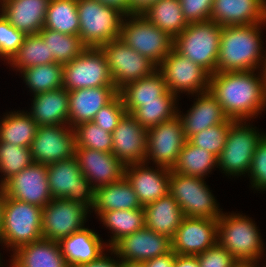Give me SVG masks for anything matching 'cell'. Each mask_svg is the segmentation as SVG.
<instances>
[{"label":"cell","mask_w":266,"mask_h":267,"mask_svg":"<svg viewBox=\"0 0 266 267\" xmlns=\"http://www.w3.org/2000/svg\"><path fill=\"white\" fill-rule=\"evenodd\" d=\"M255 71L210 75L209 92L217 99L229 119L251 121L266 108V83L262 71L259 74Z\"/></svg>","instance_id":"6da1fadb"},{"label":"cell","mask_w":266,"mask_h":267,"mask_svg":"<svg viewBox=\"0 0 266 267\" xmlns=\"http://www.w3.org/2000/svg\"><path fill=\"white\" fill-rule=\"evenodd\" d=\"M266 24L223 27L216 73L259 70L264 53L260 29ZM262 43V44H261Z\"/></svg>","instance_id":"7a4b0ae2"},{"label":"cell","mask_w":266,"mask_h":267,"mask_svg":"<svg viewBox=\"0 0 266 267\" xmlns=\"http://www.w3.org/2000/svg\"><path fill=\"white\" fill-rule=\"evenodd\" d=\"M79 37L86 47L99 48L119 39L125 13L98 0H77Z\"/></svg>","instance_id":"3957f363"},{"label":"cell","mask_w":266,"mask_h":267,"mask_svg":"<svg viewBox=\"0 0 266 267\" xmlns=\"http://www.w3.org/2000/svg\"><path fill=\"white\" fill-rule=\"evenodd\" d=\"M253 219L239 213H223L218 219V243L237 261L259 262L263 241Z\"/></svg>","instance_id":"277c9868"},{"label":"cell","mask_w":266,"mask_h":267,"mask_svg":"<svg viewBox=\"0 0 266 267\" xmlns=\"http://www.w3.org/2000/svg\"><path fill=\"white\" fill-rule=\"evenodd\" d=\"M42 209L5 196L0 244L14 252L21 246L42 239Z\"/></svg>","instance_id":"5b68a950"},{"label":"cell","mask_w":266,"mask_h":267,"mask_svg":"<svg viewBox=\"0 0 266 267\" xmlns=\"http://www.w3.org/2000/svg\"><path fill=\"white\" fill-rule=\"evenodd\" d=\"M222 30L223 27L212 20L189 23L186 29L173 39V48L210 74H214Z\"/></svg>","instance_id":"8992f818"},{"label":"cell","mask_w":266,"mask_h":267,"mask_svg":"<svg viewBox=\"0 0 266 267\" xmlns=\"http://www.w3.org/2000/svg\"><path fill=\"white\" fill-rule=\"evenodd\" d=\"M119 39L157 66L173 48V38L141 13L125 14Z\"/></svg>","instance_id":"52a82bcc"},{"label":"cell","mask_w":266,"mask_h":267,"mask_svg":"<svg viewBox=\"0 0 266 267\" xmlns=\"http://www.w3.org/2000/svg\"><path fill=\"white\" fill-rule=\"evenodd\" d=\"M204 180L171 171L169 194L177 201L184 216L219 219L223 211Z\"/></svg>","instance_id":"ba28073f"},{"label":"cell","mask_w":266,"mask_h":267,"mask_svg":"<svg viewBox=\"0 0 266 267\" xmlns=\"http://www.w3.org/2000/svg\"><path fill=\"white\" fill-rule=\"evenodd\" d=\"M246 122L240 120L231 123L225 146L217 158L216 168L226 176L228 174V177L248 175L257 143L264 135L256 130V126Z\"/></svg>","instance_id":"9c48e42d"},{"label":"cell","mask_w":266,"mask_h":267,"mask_svg":"<svg viewBox=\"0 0 266 267\" xmlns=\"http://www.w3.org/2000/svg\"><path fill=\"white\" fill-rule=\"evenodd\" d=\"M48 185L52 198H66L82 204L87 209L94 206L95 189L83 176L78 160L70 159L46 165Z\"/></svg>","instance_id":"30bf717a"},{"label":"cell","mask_w":266,"mask_h":267,"mask_svg":"<svg viewBox=\"0 0 266 267\" xmlns=\"http://www.w3.org/2000/svg\"><path fill=\"white\" fill-rule=\"evenodd\" d=\"M106 57L114 86L119 91L127 84L140 80L158 66L125 44L121 39L111 40L99 47Z\"/></svg>","instance_id":"8fae6325"},{"label":"cell","mask_w":266,"mask_h":267,"mask_svg":"<svg viewBox=\"0 0 266 267\" xmlns=\"http://www.w3.org/2000/svg\"><path fill=\"white\" fill-rule=\"evenodd\" d=\"M163 75L167 90L178 97L185 93L199 94L209 91L210 73L202 66L177 52L174 48L157 68Z\"/></svg>","instance_id":"7c38bea8"},{"label":"cell","mask_w":266,"mask_h":267,"mask_svg":"<svg viewBox=\"0 0 266 267\" xmlns=\"http://www.w3.org/2000/svg\"><path fill=\"white\" fill-rule=\"evenodd\" d=\"M63 87L67 91L115 87L100 48L87 47L78 57L63 65Z\"/></svg>","instance_id":"4fadbf2b"},{"label":"cell","mask_w":266,"mask_h":267,"mask_svg":"<svg viewBox=\"0 0 266 267\" xmlns=\"http://www.w3.org/2000/svg\"><path fill=\"white\" fill-rule=\"evenodd\" d=\"M91 210L66 198H54L42 209V237L60 242L82 228Z\"/></svg>","instance_id":"5bb4252c"},{"label":"cell","mask_w":266,"mask_h":267,"mask_svg":"<svg viewBox=\"0 0 266 267\" xmlns=\"http://www.w3.org/2000/svg\"><path fill=\"white\" fill-rule=\"evenodd\" d=\"M187 141L182 121L178 116L147 129L145 163L172 169Z\"/></svg>","instance_id":"9a60e30c"},{"label":"cell","mask_w":266,"mask_h":267,"mask_svg":"<svg viewBox=\"0 0 266 267\" xmlns=\"http://www.w3.org/2000/svg\"><path fill=\"white\" fill-rule=\"evenodd\" d=\"M74 128L69 125L38 126L30 146L33 163L49 165L75 156Z\"/></svg>","instance_id":"2e32d148"},{"label":"cell","mask_w":266,"mask_h":267,"mask_svg":"<svg viewBox=\"0 0 266 267\" xmlns=\"http://www.w3.org/2000/svg\"><path fill=\"white\" fill-rule=\"evenodd\" d=\"M1 187L5 196L42 208L53 199L48 185L47 167L40 163H32L7 179Z\"/></svg>","instance_id":"e0dca14e"},{"label":"cell","mask_w":266,"mask_h":267,"mask_svg":"<svg viewBox=\"0 0 266 267\" xmlns=\"http://www.w3.org/2000/svg\"><path fill=\"white\" fill-rule=\"evenodd\" d=\"M172 250L171 239L146 226L116 241L108 251L124 261L145 262Z\"/></svg>","instance_id":"ac0fdd59"},{"label":"cell","mask_w":266,"mask_h":267,"mask_svg":"<svg viewBox=\"0 0 266 267\" xmlns=\"http://www.w3.org/2000/svg\"><path fill=\"white\" fill-rule=\"evenodd\" d=\"M218 242V219L184 217L174 237L172 251L177 255L196 256Z\"/></svg>","instance_id":"d6986e66"},{"label":"cell","mask_w":266,"mask_h":267,"mask_svg":"<svg viewBox=\"0 0 266 267\" xmlns=\"http://www.w3.org/2000/svg\"><path fill=\"white\" fill-rule=\"evenodd\" d=\"M147 129L125 113L112 132V153L126 166L145 163Z\"/></svg>","instance_id":"ffe728a7"},{"label":"cell","mask_w":266,"mask_h":267,"mask_svg":"<svg viewBox=\"0 0 266 267\" xmlns=\"http://www.w3.org/2000/svg\"><path fill=\"white\" fill-rule=\"evenodd\" d=\"M75 157L83 176L94 189L117 182L125 176V165L112 152L76 147Z\"/></svg>","instance_id":"44dd1931"},{"label":"cell","mask_w":266,"mask_h":267,"mask_svg":"<svg viewBox=\"0 0 266 267\" xmlns=\"http://www.w3.org/2000/svg\"><path fill=\"white\" fill-rule=\"evenodd\" d=\"M170 175L171 169L162 166H155V169L148 167L146 163L125 166V177L131 183L142 207L169 193Z\"/></svg>","instance_id":"7402d4cb"},{"label":"cell","mask_w":266,"mask_h":267,"mask_svg":"<svg viewBox=\"0 0 266 267\" xmlns=\"http://www.w3.org/2000/svg\"><path fill=\"white\" fill-rule=\"evenodd\" d=\"M210 20L221 27L266 24V0H214Z\"/></svg>","instance_id":"603a6c76"},{"label":"cell","mask_w":266,"mask_h":267,"mask_svg":"<svg viewBox=\"0 0 266 267\" xmlns=\"http://www.w3.org/2000/svg\"><path fill=\"white\" fill-rule=\"evenodd\" d=\"M69 126L93 121L96 113L110 103L117 95L116 87H94L68 91Z\"/></svg>","instance_id":"cb8c5ba5"},{"label":"cell","mask_w":266,"mask_h":267,"mask_svg":"<svg viewBox=\"0 0 266 267\" xmlns=\"http://www.w3.org/2000/svg\"><path fill=\"white\" fill-rule=\"evenodd\" d=\"M50 0H5L0 12L17 30L26 35L38 34L44 21Z\"/></svg>","instance_id":"d4e9b609"},{"label":"cell","mask_w":266,"mask_h":267,"mask_svg":"<svg viewBox=\"0 0 266 267\" xmlns=\"http://www.w3.org/2000/svg\"><path fill=\"white\" fill-rule=\"evenodd\" d=\"M118 94L123 100L126 113H131L135 108H139L142 102L178 101V98L167 90L163 75L158 69L150 75L122 87Z\"/></svg>","instance_id":"484cf974"},{"label":"cell","mask_w":266,"mask_h":267,"mask_svg":"<svg viewBox=\"0 0 266 267\" xmlns=\"http://www.w3.org/2000/svg\"><path fill=\"white\" fill-rule=\"evenodd\" d=\"M197 97L186 114L183 115L177 110V116L182 121L187 140L203 129L225 123L229 119L217 99L209 91L199 93Z\"/></svg>","instance_id":"4316f807"},{"label":"cell","mask_w":266,"mask_h":267,"mask_svg":"<svg viewBox=\"0 0 266 267\" xmlns=\"http://www.w3.org/2000/svg\"><path fill=\"white\" fill-rule=\"evenodd\" d=\"M59 243L69 267L97 260L104 254L105 247L108 248L100 235L87 227L63 238Z\"/></svg>","instance_id":"83f0119b"},{"label":"cell","mask_w":266,"mask_h":267,"mask_svg":"<svg viewBox=\"0 0 266 267\" xmlns=\"http://www.w3.org/2000/svg\"><path fill=\"white\" fill-rule=\"evenodd\" d=\"M28 114L38 126L69 125V95L62 87L33 96Z\"/></svg>","instance_id":"f1b7e54d"},{"label":"cell","mask_w":266,"mask_h":267,"mask_svg":"<svg viewBox=\"0 0 266 267\" xmlns=\"http://www.w3.org/2000/svg\"><path fill=\"white\" fill-rule=\"evenodd\" d=\"M12 254L10 261L16 267H69L60 243L44 238L21 246Z\"/></svg>","instance_id":"f546056e"},{"label":"cell","mask_w":266,"mask_h":267,"mask_svg":"<svg viewBox=\"0 0 266 267\" xmlns=\"http://www.w3.org/2000/svg\"><path fill=\"white\" fill-rule=\"evenodd\" d=\"M184 217L179 204L169 193L144 206L145 226L170 239L174 237Z\"/></svg>","instance_id":"4dcf8cb0"},{"label":"cell","mask_w":266,"mask_h":267,"mask_svg":"<svg viewBox=\"0 0 266 267\" xmlns=\"http://www.w3.org/2000/svg\"><path fill=\"white\" fill-rule=\"evenodd\" d=\"M142 208L131 183L124 176L121 180L95 189L92 210L97 217L102 212Z\"/></svg>","instance_id":"1f68e13d"},{"label":"cell","mask_w":266,"mask_h":267,"mask_svg":"<svg viewBox=\"0 0 266 267\" xmlns=\"http://www.w3.org/2000/svg\"><path fill=\"white\" fill-rule=\"evenodd\" d=\"M141 14L173 39L189 24L184 17L180 0H158Z\"/></svg>","instance_id":"d6a6232c"},{"label":"cell","mask_w":266,"mask_h":267,"mask_svg":"<svg viewBox=\"0 0 266 267\" xmlns=\"http://www.w3.org/2000/svg\"><path fill=\"white\" fill-rule=\"evenodd\" d=\"M27 112L18 110L5 113L0 120V142L30 148L38 125Z\"/></svg>","instance_id":"836d02e7"},{"label":"cell","mask_w":266,"mask_h":267,"mask_svg":"<svg viewBox=\"0 0 266 267\" xmlns=\"http://www.w3.org/2000/svg\"><path fill=\"white\" fill-rule=\"evenodd\" d=\"M218 166L217 157L204 148L191 144L188 140L181 149L175 166L171 169L186 176L206 178Z\"/></svg>","instance_id":"e575fe53"},{"label":"cell","mask_w":266,"mask_h":267,"mask_svg":"<svg viewBox=\"0 0 266 267\" xmlns=\"http://www.w3.org/2000/svg\"><path fill=\"white\" fill-rule=\"evenodd\" d=\"M99 219L106 228L112 231L113 235L110 237L109 243H105L110 248L120 238L145 226L144 207L102 212Z\"/></svg>","instance_id":"d590c367"},{"label":"cell","mask_w":266,"mask_h":267,"mask_svg":"<svg viewBox=\"0 0 266 267\" xmlns=\"http://www.w3.org/2000/svg\"><path fill=\"white\" fill-rule=\"evenodd\" d=\"M79 27L77 0H50L44 28L79 36Z\"/></svg>","instance_id":"8d00e7d4"},{"label":"cell","mask_w":266,"mask_h":267,"mask_svg":"<svg viewBox=\"0 0 266 267\" xmlns=\"http://www.w3.org/2000/svg\"><path fill=\"white\" fill-rule=\"evenodd\" d=\"M20 74L33 96L63 87V65L60 63L27 67L21 70Z\"/></svg>","instance_id":"74e56055"},{"label":"cell","mask_w":266,"mask_h":267,"mask_svg":"<svg viewBox=\"0 0 266 267\" xmlns=\"http://www.w3.org/2000/svg\"><path fill=\"white\" fill-rule=\"evenodd\" d=\"M49 48V57H54L56 63L62 65L78 57L87 47L79 36L59 33L43 28L38 33Z\"/></svg>","instance_id":"f35d334b"},{"label":"cell","mask_w":266,"mask_h":267,"mask_svg":"<svg viewBox=\"0 0 266 267\" xmlns=\"http://www.w3.org/2000/svg\"><path fill=\"white\" fill-rule=\"evenodd\" d=\"M19 72L27 67L55 63L54 57H49V48L39 34L26 35L22 45L7 62Z\"/></svg>","instance_id":"ab89813d"},{"label":"cell","mask_w":266,"mask_h":267,"mask_svg":"<svg viewBox=\"0 0 266 267\" xmlns=\"http://www.w3.org/2000/svg\"><path fill=\"white\" fill-rule=\"evenodd\" d=\"M32 163L30 148L0 142V186Z\"/></svg>","instance_id":"60d3db41"},{"label":"cell","mask_w":266,"mask_h":267,"mask_svg":"<svg viewBox=\"0 0 266 267\" xmlns=\"http://www.w3.org/2000/svg\"><path fill=\"white\" fill-rule=\"evenodd\" d=\"M176 101H150L142 102L130 114L146 129L171 120L177 116L178 105Z\"/></svg>","instance_id":"b9f144b4"},{"label":"cell","mask_w":266,"mask_h":267,"mask_svg":"<svg viewBox=\"0 0 266 267\" xmlns=\"http://www.w3.org/2000/svg\"><path fill=\"white\" fill-rule=\"evenodd\" d=\"M76 147L112 151V133L97 126L93 121L84 122L74 127Z\"/></svg>","instance_id":"7bdbcfd3"},{"label":"cell","mask_w":266,"mask_h":267,"mask_svg":"<svg viewBox=\"0 0 266 267\" xmlns=\"http://www.w3.org/2000/svg\"><path fill=\"white\" fill-rule=\"evenodd\" d=\"M233 121L228 119L225 123L203 129L199 133L192 135L188 141L197 147L208 150L218 158L225 146L229 127Z\"/></svg>","instance_id":"ee69618b"},{"label":"cell","mask_w":266,"mask_h":267,"mask_svg":"<svg viewBox=\"0 0 266 267\" xmlns=\"http://www.w3.org/2000/svg\"><path fill=\"white\" fill-rule=\"evenodd\" d=\"M26 34L17 30L0 13V57L9 61L22 45Z\"/></svg>","instance_id":"f6af8a7d"},{"label":"cell","mask_w":266,"mask_h":267,"mask_svg":"<svg viewBox=\"0 0 266 267\" xmlns=\"http://www.w3.org/2000/svg\"><path fill=\"white\" fill-rule=\"evenodd\" d=\"M248 175L255 190L266 191V133L257 143Z\"/></svg>","instance_id":"bcb514c9"},{"label":"cell","mask_w":266,"mask_h":267,"mask_svg":"<svg viewBox=\"0 0 266 267\" xmlns=\"http://www.w3.org/2000/svg\"><path fill=\"white\" fill-rule=\"evenodd\" d=\"M125 113L123 100L118 94L110 103L103 106L96 113L93 122L107 132L112 133Z\"/></svg>","instance_id":"7dc6e473"},{"label":"cell","mask_w":266,"mask_h":267,"mask_svg":"<svg viewBox=\"0 0 266 267\" xmlns=\"http://www.w3.org/2000/svg\"><path fill=\"white\" fill-rule=\"evenodd\" d=\"M196 257L199 267H233L237 263L233 255L218 242Z\"/></svg>","instance_id":"c3c4849f"},{"label":"cell","mask_w":266,"mask_h":267,"mask_svg":"<svg viewBox=\"0 0 266 267\" xmlns=\"http://www.w3.org/2000/svg\"><path fill=\"white\" fill-rule=\"evenodd\" d=\"M180 3L188 23L210 20L214 0H180Z\"/></svg>","instance_id":"681fc988"},{"label":"cell","mask_w":266,"mask_h":267,"mask_svg":"<svg viewBox=\"0 0 266 267\" xmlns=\"http://www.w3.org/2000/svg\"><path fill=\"white\" fill-rule=\"evenodd\" d=\"M175 253L171 250L169 253L157 256L144 262L145 267H174Z\"/></svg>","instance_id":"f907efd6"},{"label":"cell","mask_w":266,"mask_h":267,"mask_svg":"<svg viewBox=\"0 0 266 267\" xmlns=\"http://www.w3.org/2000/svg\"><path fill=\"white\" fill-rule=\"evenodd\" d=\"M78 267H120V259H113L104 253L97 260L82 264Z\"/></svg>","instance_id":"816d5d0a"},{"label":"cell","mask_w":266,"mask_h":267,"mask_svg":"<svg viewBox=\"0 0 266 267\" xmlns=\"http://www.w3.org/2000/svg\"><path fill=\"white\" fill-rule=\"evenodd\" d=\"M174 267H199L196 256L175 254Z\"/></svg>","instance_id":"f5cc1de1"},{"label":"cell","mask_w":266,"mask_h":267,"mask_svg":"<svg viewBox=\"0 0 266 267\" xmlns=\"http://www.w3.org/2000/svg\"><path fill=\"white\" fill-rule=\"evenodd\" d=\"M158 0H129V14L142 13Z\"/></svg>","instance_id":"db71d44e"},{"label":"cell","mask_w":266,"mask_h":267,"mask_svg":"<svg viewBox=\"0 0 266 267\" xmlns=\"http://www.w3.org/2000/svg\"><path fill=\"white\" fill-rule=\"evenodd\" d=\"M103 4L119 8L125 14H129V0H98Z\"/></svg>","instance_id":"11a10c76"},{"label":"cell","mask_w":266,"mask_h":267,"mask_svg":"<svg viewBox=\"0 0 266 267\" xmlns=\"http://www.w3.org/2000/svg\"><path fill=\"white\" fill-rule=\"evenodd\" d=\"M4 199H5V194L2 190V187L0 186V233L2 230V226H3Z\"/></svg>","instance_id":"9f6ffc18"},{"label":"cell","mask_w":266,"mask_h":267,"mask_svg":"<svg viewBox=\"0 0 266 267\" xmlns=\"http://www.w3.org/2000/svg\"><path fill=\"white\" fill-rule=\"evenodd\" d=\"M120 267H145L144 262L120 260Z\"/></svg>","instance_id":"6f0895ef"},{"label":"cell","mask_w":266,"mask_h":267,"mask_svg":"<svg viewBox=\"0 0 266 267\" xmlns=\"http://www.w3.org/2000/svg\"><path fill=\"white\" fill-rule=\"evenodd\" d=\"M257 263L258 262L237 261V263L233 267H259V263Z\"/></svg>","instance_id":"680465c9"},{"label":"cell","mask_w":266,"mask_h":267,"mask_svg":"<svg viewBox=\"0 0 266 267\" xmlns=\"http://www.w3.org/2000/svg\"><path fill=\"white\" fill-rule=\"evenodd\" d=\"M264 55L265 56H264L263 65H262L261 71H262L263 79L265 80V83H266V52H265Z\"/></svg>","instance_id":"91938a15"},{"label":"cell","mask_w":266,"mask_h":267,"mask_svg":"<svg viewBox=\"0 0 266 267\" xmlns=\"http://www.w3.org/2000/svg\"><path fill=\"white\" fill-rule=\"evenodd\" d=\"M1 258H2V257H1V253H0V267L3 266V265L1 264V263H2V262H1Z\"/></svg>","instance_id":"94428289"},{"label":"cell","mask_w":266,"mask_h":267,"mask_svg":"<svg viewBox=\"0 0 266 267\" xmlns=\"http://www.w3.org/2000/svg\"><path fill=\"white\" fill-rule=\"evenodd\" d=\"M10 263H11L10 264L11 265L10 267H16L11 261H10Z\"/></svg>","instance_id":"6125c7cd"}]
</instances>
